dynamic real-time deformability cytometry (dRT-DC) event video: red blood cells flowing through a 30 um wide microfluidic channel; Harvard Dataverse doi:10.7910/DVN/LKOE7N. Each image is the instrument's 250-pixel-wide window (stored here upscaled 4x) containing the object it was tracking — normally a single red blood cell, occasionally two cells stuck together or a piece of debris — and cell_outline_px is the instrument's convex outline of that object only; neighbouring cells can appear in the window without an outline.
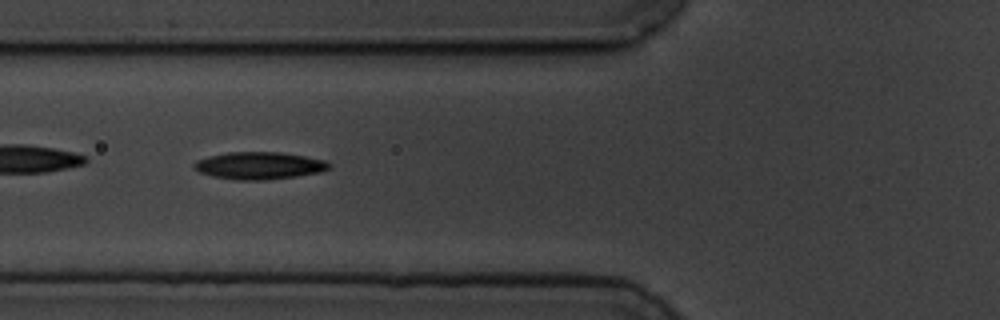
{"species": "common noctule bat (a hibernating species)", "species_latin": "Nyctalus noctula", "temperature_condition": "cold", "stored_images_in_passage": 8, "camera_frame_rate_fps": 3000, "um_per_image_px": 0.085, "animal": {"sex": "male", "body_mass_g": 19.5, "forearm_length_mm": 54.6}, "frame": {"image": 1, "passage_image": 7, "time_ms": 7.0, "image_size_px": [1000, 320], "cell_outline_px": [[332, 168], [320, 172], [296, 176], [264, 180], [236, 180], [212, 176], [200, 172], [192, 168], [192, 164], [196, 160], [208, 156], [228, 152], [280, 152], [304, 156], [324, 160], [332, 164]], "centroid_in_image_um": [22.02, 14.07], "position_along_channel_um": 103.8, "area_um2": 21.62}}